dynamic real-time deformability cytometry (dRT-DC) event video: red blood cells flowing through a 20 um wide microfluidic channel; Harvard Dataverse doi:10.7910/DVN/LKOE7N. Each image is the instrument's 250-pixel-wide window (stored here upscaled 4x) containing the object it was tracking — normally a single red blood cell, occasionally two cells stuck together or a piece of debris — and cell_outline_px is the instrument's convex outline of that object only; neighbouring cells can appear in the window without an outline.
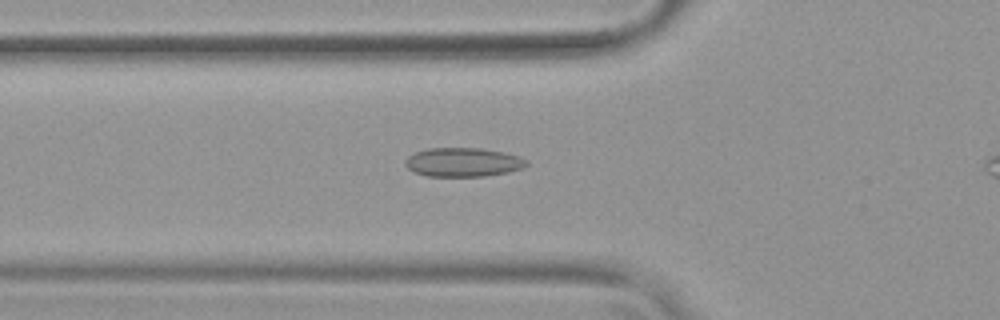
{"species": "common noctule bat (a hibernating species)", "species_latin": "Nyctalus noctula", "temperature_condition": "warm", "stored_images_in_passage": 46, "camera_frame_rate_fps": 3000, "um_per_image_px": 0.085, "animal": {"sex": "female", "body_mass_g": 19.9}, "frame": {"image": 1, "passage_image": 17, "time_ms": 5.333, "image_size_px": [1000, 320], "cell_outline_px": [[528, 164], [524, 168], [508, 172], [484, 176], [428, 176], [412, 172], [404, 164], [404, 160], [408, 156], [416, 152], [428, 148], [480, 148], [504, 152], [520, 156], [528, 160]], "centroid_in_image_um": [39.37, 13.79], "position_along_channel_um": 86.4, "area_um2": 20.63}}
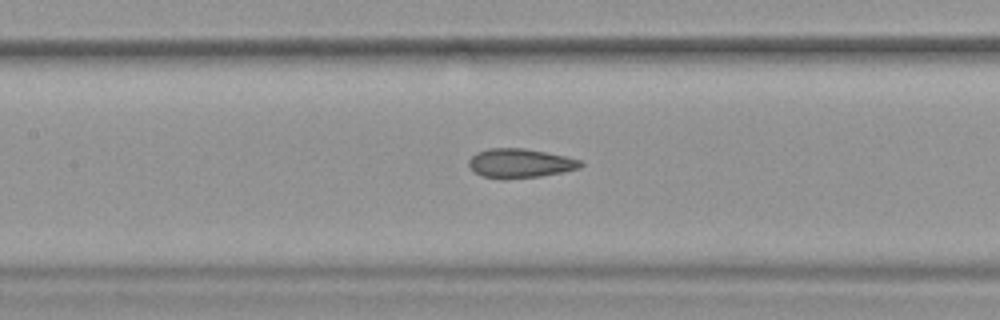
{"frame": {"image": 2, "passage_image": 23, "time_ms": 7.333, "image_size_px": [1000, 320], "cell_outline_px": [[584, 164], [580, 168], [564, 172], [540, 176], [484, 176], [476, 172], [468, 164], [468, 160], [476, 152], [488, 148], [524, 148], [564, 156], [580, 160]], "centroid_in_image_um": [44.24, 13.83], "position_along_channel_um": 163.2, "area_um2": 18.21}}
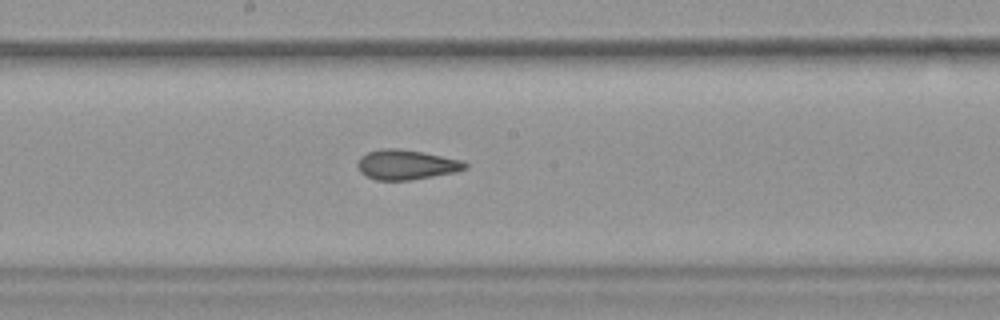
{"frame": {"image": 3, "passage_image": 27, "time_ms": 8.667, "image_size_px": [1000, 320], "cell_outline_px": [[468, 168], [456, 172], [408, 180], [376, 180], [360, 172], [356, 164], [360, 156], [368, 152], [380, 148], [396, 148], [420, 152], [464, 160], [468, 164]], "centroid_in_image_um": [34.53, 13.99], "position_along_channel_um": 213.7, "area_um2": 18.67}}